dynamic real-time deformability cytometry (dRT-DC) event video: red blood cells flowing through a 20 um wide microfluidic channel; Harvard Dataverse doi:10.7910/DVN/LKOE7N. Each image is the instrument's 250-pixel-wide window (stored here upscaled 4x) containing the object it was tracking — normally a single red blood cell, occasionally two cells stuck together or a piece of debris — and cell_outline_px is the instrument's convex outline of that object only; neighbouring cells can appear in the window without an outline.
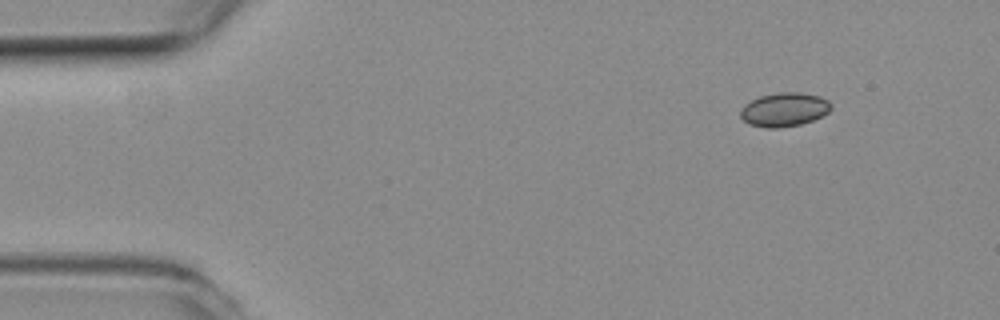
{"species": "common noctule bat (a hibernating species)", "species_latin": "Nyctalus noctula", "temperature_condition": "room temperature", "stored_images_in_passage": 48, "camera_frame_rate_fps": 3000, "um_per_image_px": 0.085, "animal": {"sex": "female", "body_mass_g": 19.3, "forearm_length_mm": 54.1}, "frame": {"image": 1, "passage_image": 1, "time_ms": 0.0, "image_size_px": [1000, 320], "cell_outline_px": [[832, 108], [828, 112], [812, 120], [800, 124], [780, 128], [764, 128], [748, 124], [740, 116], [740, 112], [744, 104], [760, 96], [784, 92], [796, 92], [820, 96], [828, 100], [832, 104]], "centroid_in_image_um": [66.65, 9.32], "position_along_channel_um": 18.3, "area_um2": 17.8}}
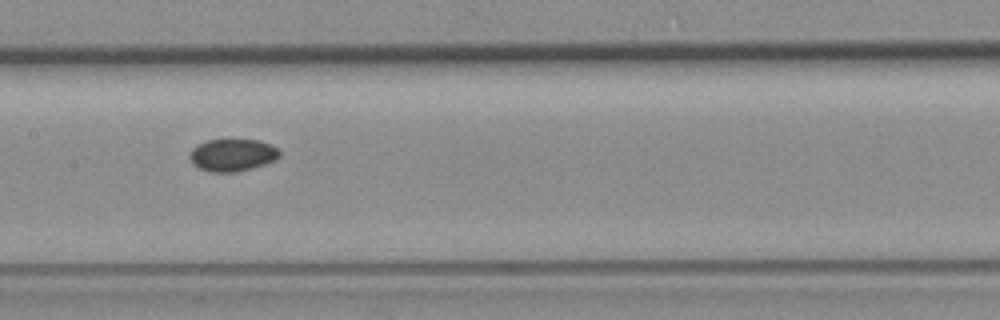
{"frame": {"image": 2, "passage_image": 21, "time_ms": 6.667, "image_size_px": [1000, 320], "cell_outline_px": [[280, 156], [276, 160], [252, 168], [232, 172], [212, 172], [200, 168], [192, 164], [188, 156], [192, 148], [208, 140], [260, 140], [276, 148], [280, 152]], "centroid_in_image_um": [19.74, 13.18], "position_along_channel_um": 187.7, "area_um2": 16.76}}
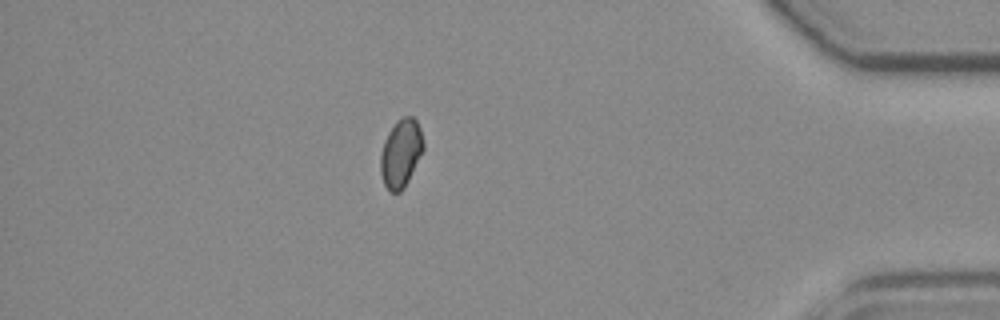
{"frame": {"image": 3, "passage_image": 41, "time_ms": 13.333, "image_size_px": [1000, 320], "cell_outline_px": [[424, 148], [404, 188], [400, 192], [392, 192], [384, 184], [380, 172], [380, 156], [384, 140], [388, 132], [396, 120], [404, 116], [412, 116], [416, 120], [420, 128], [424, 144]], "centroid_in_image_um": [34.06, 13.0], "position_along_channel_um": 401.1, "area_um2": 16.94}}